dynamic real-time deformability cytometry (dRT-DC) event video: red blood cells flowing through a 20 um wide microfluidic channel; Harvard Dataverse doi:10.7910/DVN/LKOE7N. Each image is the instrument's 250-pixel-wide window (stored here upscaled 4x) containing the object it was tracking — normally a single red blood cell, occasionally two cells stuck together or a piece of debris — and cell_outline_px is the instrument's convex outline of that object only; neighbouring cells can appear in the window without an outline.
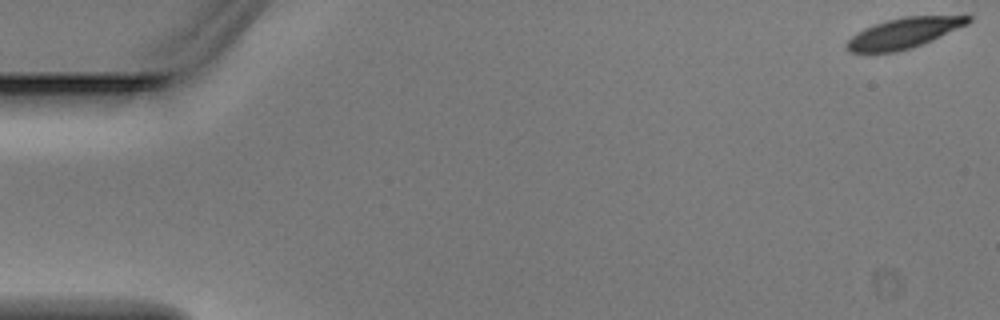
{"species": "Egyptian fruit bat (a non-hibernating species)", "species_latin": "Rousettus aegyptiacus", "temperature_condition": "warm", "stored_images_in_passage": 5, "segment_of_instrument_passage": [2, 2], "camera_frame_rate_fps": 3000, "um_per_image_px": 0.085, "animal": {"sex": "male"}, "frame": {"image": 1, "passage_image": 5, "time_ms": 1.333, "image_size_px": [1000, 320], "cell_outline_px": [[972, 20], [968, 24], [932, 40], [912, 48], [896, 52], [852, 52], [844, 48], [844, 44], [852, 36], [864, 28], [888, 20], [904, 16], [972, 16]], "centroid_in_image_um": [76.82, 2.82], "position_along_channel_um": 8.2, "area_um2": 21.33}}